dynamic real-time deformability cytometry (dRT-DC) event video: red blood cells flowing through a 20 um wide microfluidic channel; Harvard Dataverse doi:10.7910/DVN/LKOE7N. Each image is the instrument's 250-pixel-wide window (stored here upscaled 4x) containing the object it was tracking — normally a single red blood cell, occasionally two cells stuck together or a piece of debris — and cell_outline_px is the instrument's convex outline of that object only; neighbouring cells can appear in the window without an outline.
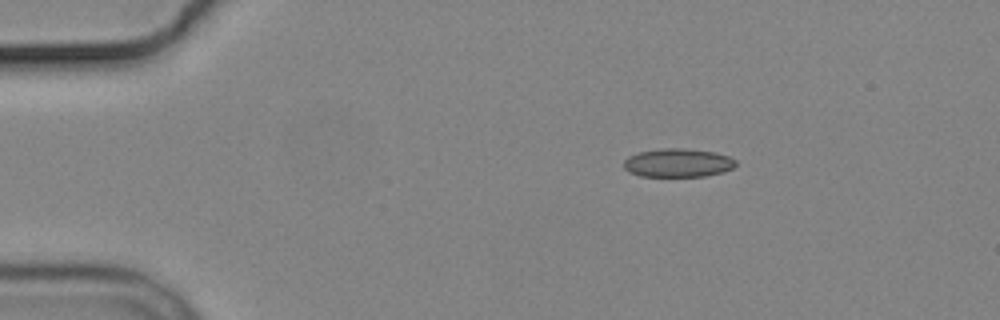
{"species": "common noctule bat (a hibernating species)", "species_latin": "Nyctalus noctula", "temperature_condition": "cold", "stored_images_in_passage": 3, "camera_frame_rate_fps": 3000, "um_per_image_px": 0.085, "animal": {"sex": "male", "body_mass_g": 19.2, "forearm_length_mm": 51.8}, "frame": {"image": 1, "passage_image": 2, "time_ms": 1.667, "image_size_px": [1000, 320], "cell_outline_px": [[736, 164], [732, 168], [724, 172], [704, 176], [640, 176], [628, 172], [624, 168], [624, 160], [628, 156], [640, 152], [664, 148], [684, 148], [716, 152], [728, 156], [736, 160]], "centroid_in_image_um": [57.62, 13.84], "position_along_channel_um": 27.4, "area_um2": 18.67}}